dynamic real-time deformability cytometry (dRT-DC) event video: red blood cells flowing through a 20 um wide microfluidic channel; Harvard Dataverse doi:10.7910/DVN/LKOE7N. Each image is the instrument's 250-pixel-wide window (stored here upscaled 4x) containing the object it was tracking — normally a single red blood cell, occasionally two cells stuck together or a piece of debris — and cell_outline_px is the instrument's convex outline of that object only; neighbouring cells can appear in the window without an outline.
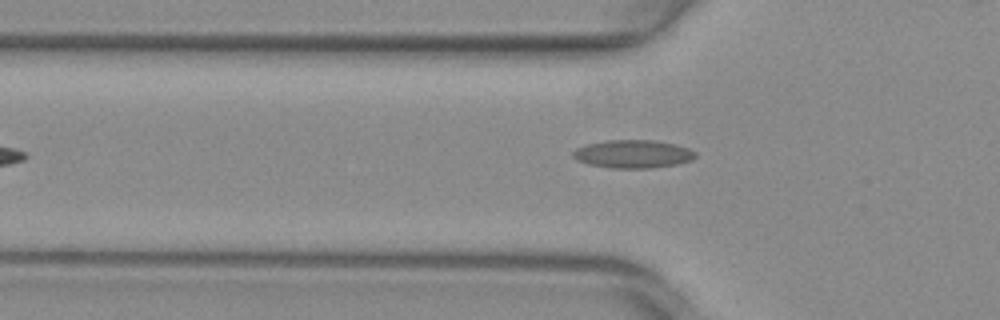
{"species": "common noctule bat (a hibernating species)", "species_latin": "Nyctalus noctula", "temperature_condition": "warm", "stored_images_in_passage": 34, "camera_frame_rate_fps": 3000, "um_per_image_px": 0.085, "animal": {"sex": "female", "body_mass_g": 29.2, "forearm_length_mm": 56.3}, "frame": {"image": 1, "passage_image": 3, "time_ms": 0.667, "image_size_px": [1000, 320], "cell_outline_px": [[696, 156], [692, 160], [676, 164], [652, 168], [612, 168], [588, 164], [572, 156], [572, 152], [576, 148], [584, 144], [604, 140], [656, 140], [688, 148], [696, 152]], "centroid_in_image_um": [53.78, 13.08], "position_along_channel_um": 72.0, "area_um2": 20.06}}
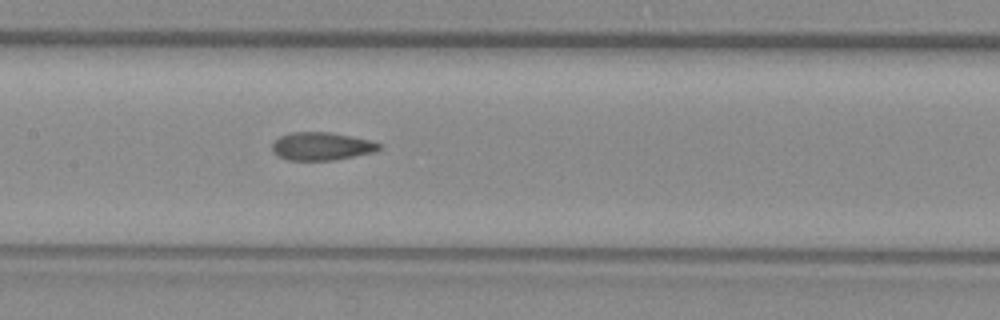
{"frame": {"image": 2, "passage_image": 11, "time_ms": 3.333, "image_size_px": [1000, 320], "cell_outline_px": [[380, 148], [376, 152], [336, 160], [288, 160], [280, 156], [272, 148], [272, 144], [280, 136], [288, 132], [328, 132], [368, 140], [380, 144]], "centroid_in_image_um": [27.34, 12.44], "position_along_channel_um": 180.1, "area_um2": 17.22}}
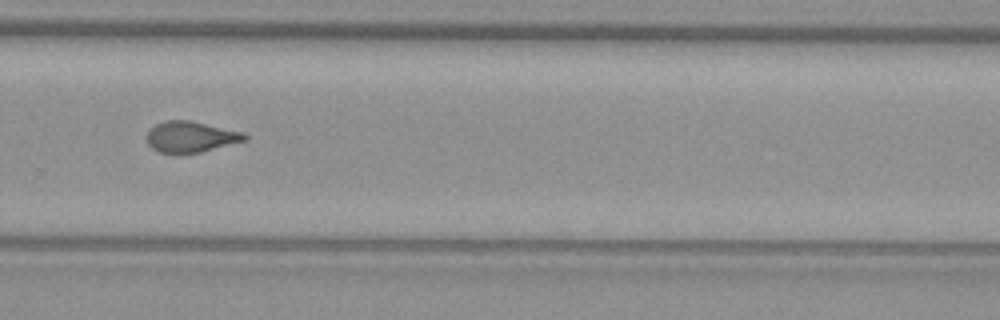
{"frame": {"image": 3, "passage_image": 21, "time_ms": 6.667, "image_size_px": [1000, 320], "cell_outline_px": [[248, 140], [200, 152], [180, 156], [176, 156], [160, 152], [152, 148], [148, 144], [148, 132], [156, 124], [164, 120], [188, 120], [244, 132], [248, 136]], "centroid_in_image_um": [16.22, 11.66], "position_along_channel_um": 313.6, "area_um2": 17.98}}